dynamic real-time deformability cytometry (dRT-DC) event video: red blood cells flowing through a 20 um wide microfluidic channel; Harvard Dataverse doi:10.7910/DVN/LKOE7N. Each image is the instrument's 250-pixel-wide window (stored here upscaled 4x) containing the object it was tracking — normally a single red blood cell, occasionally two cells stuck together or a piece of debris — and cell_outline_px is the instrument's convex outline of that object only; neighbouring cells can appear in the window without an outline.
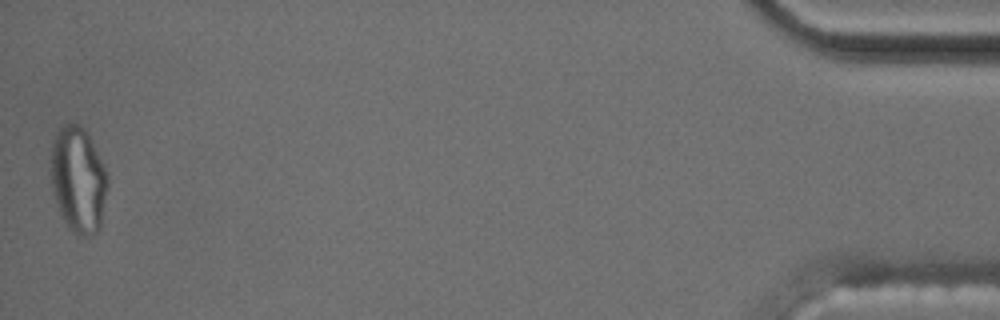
{"species": "common noctule bat (a hibernating species)", "species_latin": "Nyctalus noctula", "temperature_condition": "cold", "stored_images_in_passage": 55, "segment_of_instrument_passage": [2, 2], "camera_frame_rate_fps": 3000, "um_per_image_px": 0.085, "animal": {"sex": "male", "body_mass_g": 17.5, "forearm_length_mm": 52.3}, "frame": {"image": 1, "passage_image": 55, "time_ms": 18.0, "image_size_px": [1000, 320], "cell_outline_px": [[108, 188], [100, 228], [96, 232], [88, 236], [80, 236], [72, 232], [68, 228], [60, 212], [52, 192], [52, 140], [56, 132], [64, 124], [72, 120], [80, 124], [88, 132], [108, 172]], "centroid_in_image_um": [6.68, 15.24], "position_along_channel_um": 428.5, "area_um2": 35.6}}